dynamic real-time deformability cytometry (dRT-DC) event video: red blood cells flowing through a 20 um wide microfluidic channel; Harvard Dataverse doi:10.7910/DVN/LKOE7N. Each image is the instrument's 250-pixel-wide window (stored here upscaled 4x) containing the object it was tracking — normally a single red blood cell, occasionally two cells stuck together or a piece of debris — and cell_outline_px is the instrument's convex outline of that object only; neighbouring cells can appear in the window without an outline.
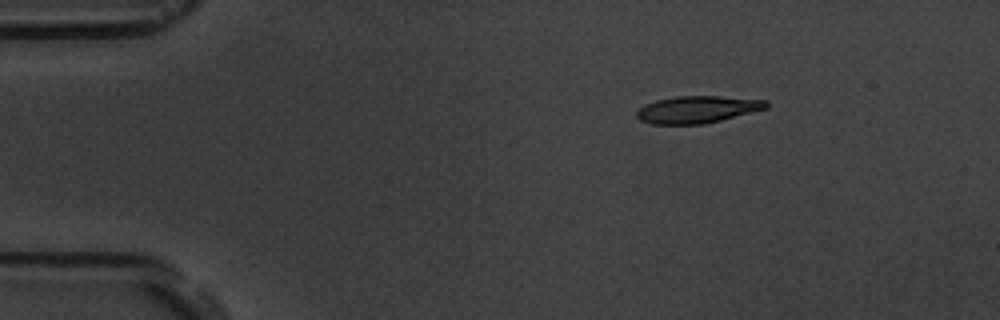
{"species": "common noctule bat (a hibernating species)", "species_latin": "Nyctalus noctula", "temperature_condition": "room temperature", "stored_images_in_passage": 3, "camera_frame_rate_fps": 3000, "um_per_image_px": 0.085, "animal": {"sex": "male", "body_mass_g": 19.5, "forearm_length_mm": 54.6}, "frame": {"image": 1, "passage_image": 1, "time_ms": 0.0, "image_size_px": [1000, 320], "cell_outline_px": [[768, 108], [704, 124], [652, 124], [640, 120], [636, 116], [636, 112], [644, 104], [656, 100], [676, 96], [720, 96], [768, 100]], "centroid_in_image_um": [59.27, 9.3], "position_along_channel_um": 25.7, "area_um2": 20.46}}